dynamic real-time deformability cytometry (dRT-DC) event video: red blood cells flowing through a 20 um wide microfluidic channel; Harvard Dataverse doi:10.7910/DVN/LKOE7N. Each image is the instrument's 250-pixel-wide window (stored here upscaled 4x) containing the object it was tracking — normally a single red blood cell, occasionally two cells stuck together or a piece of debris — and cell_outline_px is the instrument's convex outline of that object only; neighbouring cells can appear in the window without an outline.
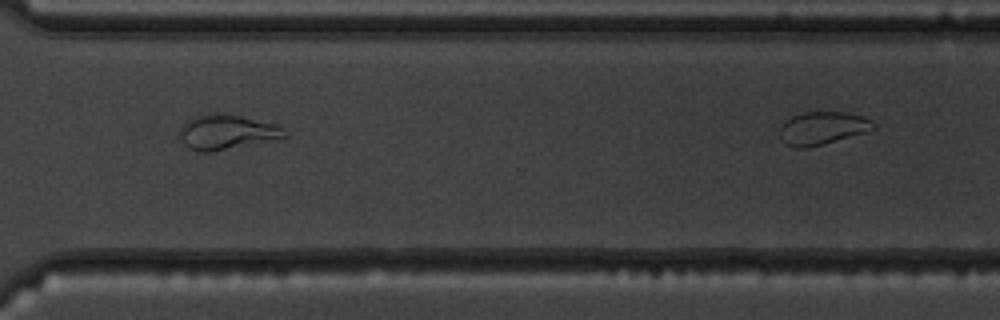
{"species": "common noctule bat (a hibernating species)", "species_latin": "Nyctalus noctula", "temperature_condition": "warm", "stored_images_in_passage": 36, "camera_frame_rate_fps": 3000, "um_per_image_px": 0.085, "animal": {"sex": "male", "body_mass_g": 19.5, "forearm_length_mm": 54.6}, "frame": {"image": 1, "passage_image": 36, "time_ms": 11.667, "image_size_px": [1000, 320], "cell_outline_px": [[876, 128], [872, 132], [808, 148], [796, 148], [784, 144], [780, 136], [780, 124], [784, 120], [792, 116], [804, 112], [848, 112], [864, 116], [872, 120], [876, 124]], "centroid_in_image_um": [69.96, 10.9], "position_along_channel_um": 300.6, "area_um2": 18.67}}